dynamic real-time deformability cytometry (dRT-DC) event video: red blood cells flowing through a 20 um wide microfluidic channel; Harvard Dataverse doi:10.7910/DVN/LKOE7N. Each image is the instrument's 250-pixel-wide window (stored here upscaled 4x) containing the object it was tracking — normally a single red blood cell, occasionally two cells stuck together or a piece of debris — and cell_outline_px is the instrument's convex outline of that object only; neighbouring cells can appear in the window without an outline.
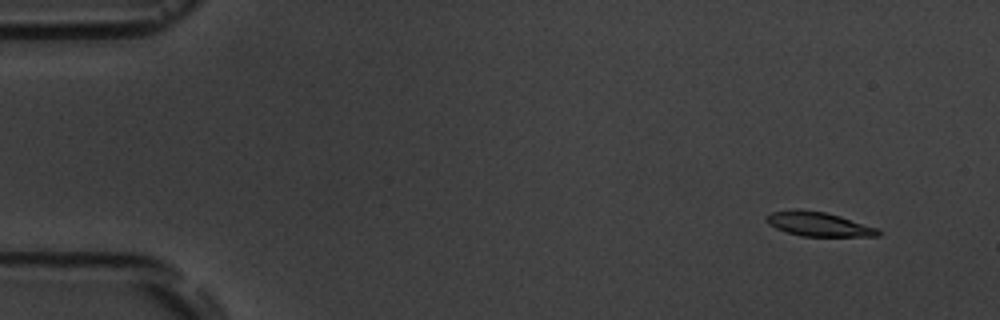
{"species": "common noctule bat (a hibernating species)", "species_latin": "Nyctalus noctula", "temperature_condition": "room temperature", "stored_images_in_passage": 5, "camera_frame_rate_fps": 3000, "um_per_image_px": 0.085, "animal": {"sex": "male", "body_mass_g": 19.5, "forearm_length_mm": 54.6}, "frame": {"image": 1, "passage_image": 1, "time_ms": 0.0, "image_size_px": [1000, 320], "cell_outline_px": [[880, 236], [800, 236], [776, 228], [768, 224], [764, 220], [764, 216], [772, 212], [824, 212], [840, 216], [880, 228]], "centroid_in_image_um": [69.65, 19.09], "position_along_channel_um": 15.4, "area_um2": 15.2}}
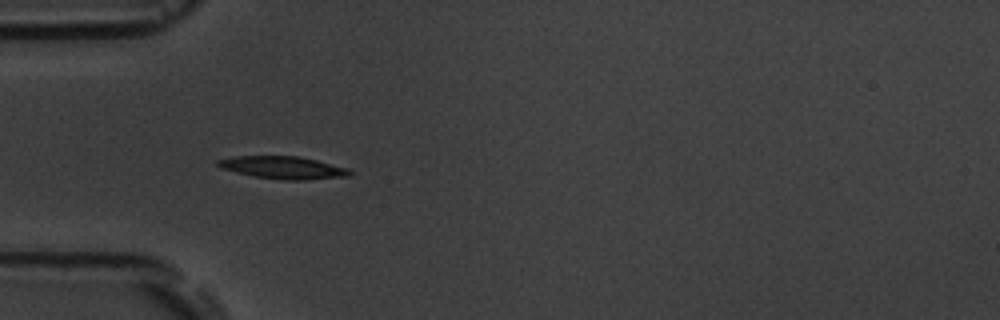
{"frame": {"image": 2, "passage_image": 4, "time_ms": 4.333, "image_size_px": [1000, 320], "cell_outline_px": [[352, 172], [348, 176], [304, 180], [284, 180], [256, 176], [236, 172], [220, 168], [216, 164], [216, 160], [232, 156], [300, 156], [348, 168]], "centroid_in_image_um": [24.03, 14.23], "position_along_channel_um": 61.0, "area_um2": 17.22}}
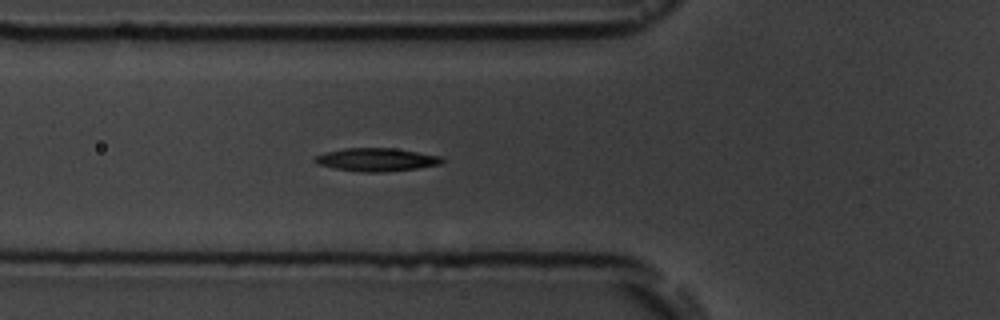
{"frame": {"image": 3, "passage_image": 5, "time_ms": 5.333, "image_size_px": [1000, 320], "cell_outline_px": [[444, 160], [440, 164], [416, 168], [380, 172], [360, 172], [336, 168], [316, 164], [312, 160], [312, 156], [324, 152], [344, 148], [396, 148], [440, 156]], "centroid_in_image_um": [31.92, 13.56], "position_along_channel_um": 93.9, "area_um2": 17.17}}